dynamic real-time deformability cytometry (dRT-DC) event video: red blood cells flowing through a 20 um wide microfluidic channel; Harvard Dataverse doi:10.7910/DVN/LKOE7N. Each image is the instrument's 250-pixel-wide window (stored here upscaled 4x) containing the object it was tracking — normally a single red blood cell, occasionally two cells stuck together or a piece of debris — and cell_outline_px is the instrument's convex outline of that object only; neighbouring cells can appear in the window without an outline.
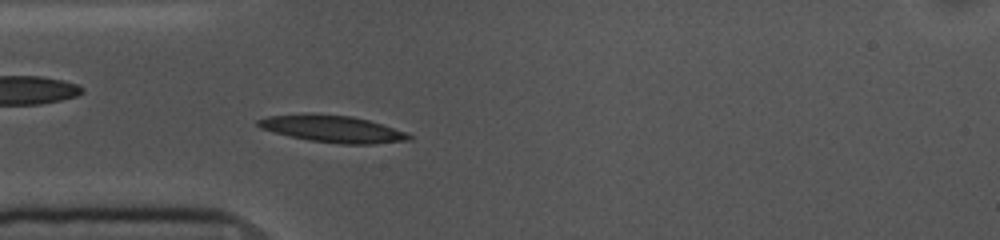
{"species": "common noctule bat (a hibernating species)", "species_latin": "Nyctalus noctula", "temperature_condition": "cold", "stored_images_in_passage": 52, "camera_frame_rate_fps": 3000, "um_per_image_px": 0.085, "animal": {"sex": "female", "body_mass_g": 10.0, "forearm_length_mm": 53.1}, "frame": {"image": 1, "passage_image": 12, "time_ms": 3.667, "image_size_px": [1000, 240], "cell_outline_px": [[412, 140], [372, 144], [340, 144], [308, 140], [288, 136], [272, 132], [260, 128], [256, 124], [256, 120], [268, 116], [312, 112], [352, 116], [368, 120], [404, 132], [412, 136]], "centroid_in_image_um": [28.19, 10.94], "position_along_channel_um": 56.8, "area_um2": 23.93}}
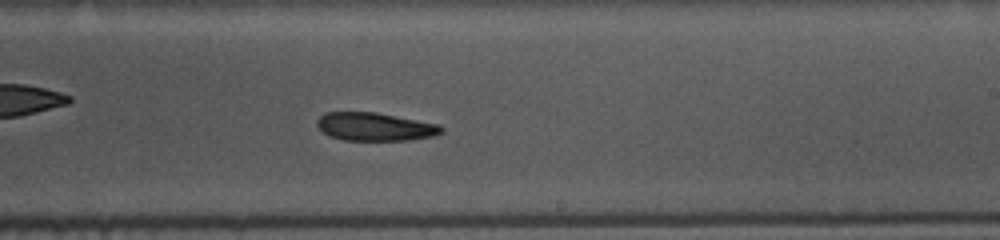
{"frame": {"image": 2, "passage_image": 29, "time_ms": 9.333, "image_size_px": [1000, 240], "cell_outline_px": [[444, 132], [436, 136], [408, 140], [344, 140], [328, 136], [316, 124], [316, 120], [324, 112], [376, 112], [440, 124], [444, 128]], "centroid_in_image_um": [31.9, 10.77], "position_along_channel_um": 257.1, "area_um2": 20.63}}
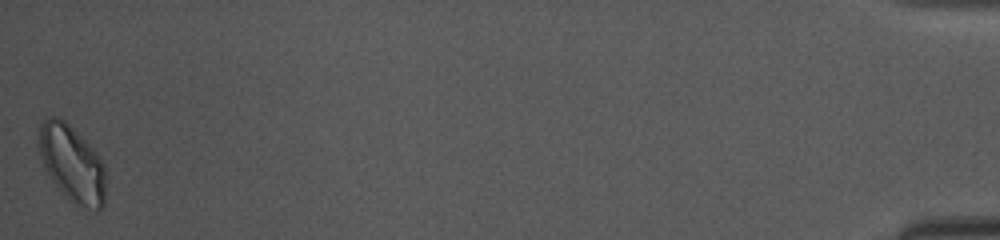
{"frame": {"image": 3, "passage_image": 52, "time_ms": 17.0, "image_size_px": [1000, 240], "cell_outline_px": [[104, 208], [96, 212], [72, 204], [64, 196], [52, 180], [44, 164], [40, 152], [40, 124], [48, 116], [56, 116], [64, 120], [96, 152], [104, 164]], "centroid_in_image_um": [6.15, 13.97], "position_along_channel_um": 429.0, "area_um2": 29.54}, "authors_computed_cell_mechanics": {"area_um2": 21.8773, "velocity_mm_per_s": 3.5662, "shape_relaxation_time_tau1_ms": 3.0635, "shape_relaxation_time_tau2_ms": null, "deformation_change_tau1": 0.1227, "deformation_change_tau2": null}}